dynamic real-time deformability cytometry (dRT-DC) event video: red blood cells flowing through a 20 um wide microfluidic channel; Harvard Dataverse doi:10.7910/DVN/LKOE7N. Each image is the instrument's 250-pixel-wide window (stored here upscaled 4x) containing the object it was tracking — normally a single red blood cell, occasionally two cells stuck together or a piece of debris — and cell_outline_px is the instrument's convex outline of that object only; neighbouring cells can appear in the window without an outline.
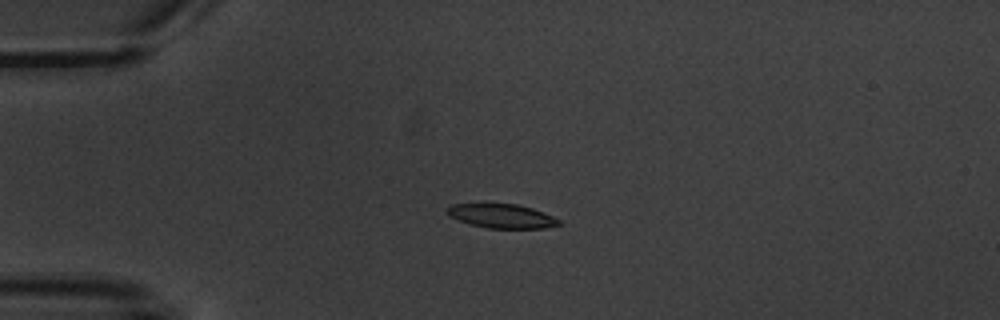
{"species": "common noctule bat (a hibernating species)", "species_latin": "Nyctalus noctula", "temperature_condition": "warm", "stored_images_in_passage": 5, "camera_frame_rate_fps": 3000, "um_per_image_px": 0.085, "animal": {"sex": "male", "body_mass_g": 20.1, "forearm_length_mm": 53.5}, "frame": {"image": 1, "passage_image": 4, "time_ms": 3.667, "image_size_px": [1000, 320], "cell_outline_px": [[560, 224], [544, 228], [488, 228], [468, 224], [448, 216], [448, 208], [452, 204], [516, 204], [532, 208], [544, 212], [560, 220]], "centroid_in_image_um": [42.64, 18.37], "position_along_channel_um": 42.4, "area_um2": 15.55}}